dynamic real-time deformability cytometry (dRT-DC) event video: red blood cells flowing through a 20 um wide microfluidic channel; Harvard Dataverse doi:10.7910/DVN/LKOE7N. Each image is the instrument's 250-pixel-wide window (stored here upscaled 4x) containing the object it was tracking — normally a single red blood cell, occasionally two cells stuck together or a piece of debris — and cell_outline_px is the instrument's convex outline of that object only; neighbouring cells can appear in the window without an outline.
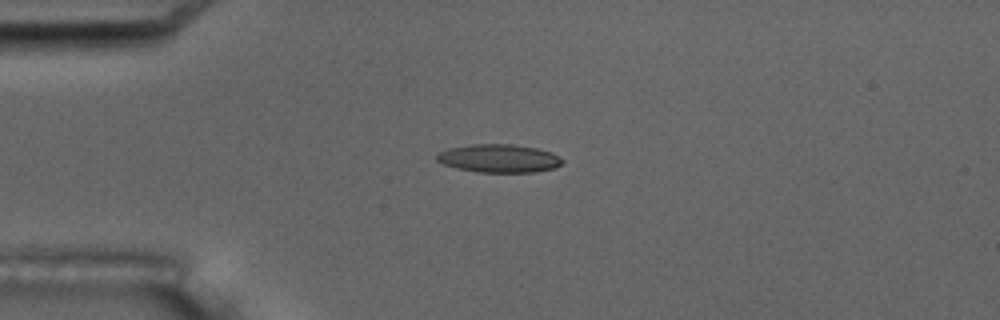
{"species": "common noctule bat (a hibernating species)", "species_latin": "Nyctalus noctula", "temperature_condition": "room temperature", "stored_images_in_passage": 5, "camera_frame_rate_fps": 3000, "um_per_image_px": 0.085, "animal": {"sex": "male", "body_mass_g": 17.5, "forearm_length_mm": 52.3}, "frame": {"image": 1, "passage_image": 4, "time_ms": 4.333, "image_size_px": [1000, 320], "cell_outline_px": [[564, 160], [560, 164], [552, 168], [536, 172], [480, 172], [456, 168], [444, 164], [436, 160], [436, 156], [440, 152], [448, 148], [472, 144], [512, 144], [536, 148], [552, 152]], "centroid_in_image_um": [42.4, 13.46], "position_along_channel_um": 42.6, "area_um2": 20.52}}